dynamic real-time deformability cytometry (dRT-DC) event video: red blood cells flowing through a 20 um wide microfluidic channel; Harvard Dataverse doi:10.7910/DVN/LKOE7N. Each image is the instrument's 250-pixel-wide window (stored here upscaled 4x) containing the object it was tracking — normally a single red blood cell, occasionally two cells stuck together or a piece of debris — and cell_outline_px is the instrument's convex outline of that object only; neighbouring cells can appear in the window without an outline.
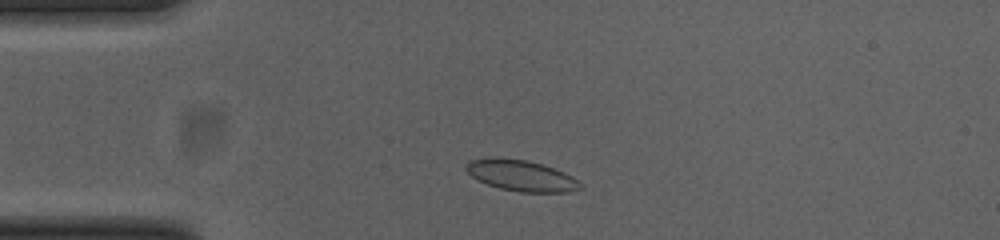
{"species": "common noctule bat (a hibernating species)", "species_latin": "Nyctalus noctula", "temperature_condition": "cold", "stored_images_in_passage": 45, "camera_frame_rate_fps": 3000, "um_per_image_px": 0.085, "animal": {"sex": "female", "body_mass_g": 23.0, "forearm_length_mm": 53.4}, "frame": {"image": 1, "passage_image": 5, "time_ms": 1.333, "image_size_px": [1000, 240], "cell_outline_px": [[584, 188], [568, 192], [520, 192], [500, 188], [488, 184], [472, 176], [464, 168], [464, 164], [468, 160], [492, 156], [528, 160], [564, 172], [572, 176], [584, 184]], "centroid_in_image_um": [44.3, 14.91], "position_along_channel_um": 40.7, "area_um2": 20.87}}
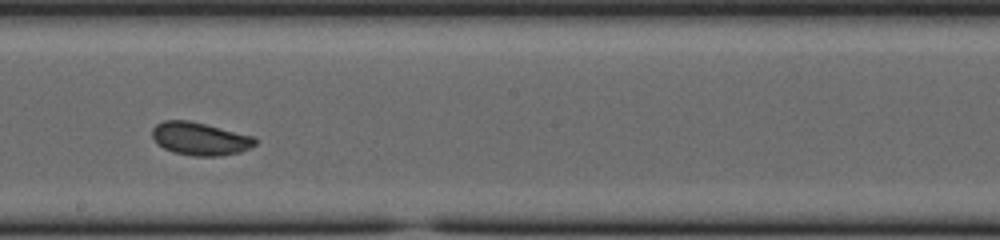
{"frame": {"image": 2, "passage_image": 22, "time_ms": 7.0, "image_size_px": [1000, 240], "cell_outline_px": [[256, 144], [240, 152], [220, 156], [196, 156], [172, 152], [156, 144], [152, 136], [152, 128], [156, 124], [164, 120], [188, 120], [256, 136]], "centroid_in_image_um": [16.99, 11.79], "position_along_channel_um": 231.2, "area_um2": 19.88}}
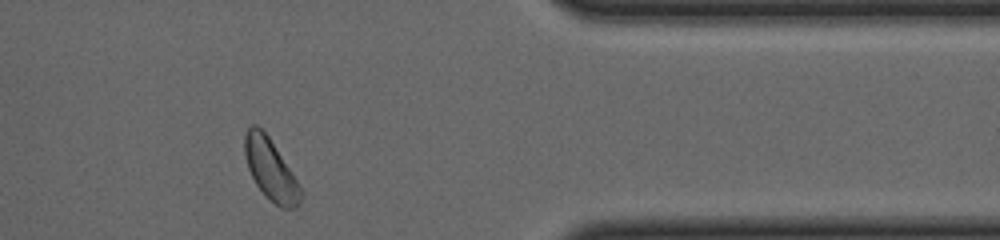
{"frame": {"image": 3, "passage_image": 36, "time_ms": 11.667, "image_size_px": [1000, 240], "cell_outline_px": [[304, 196], [300, 204], [292, 208], [280, 208], [256, 184], [248, 168], [244, 156], [244, 136], [248, 128], [252, 124], [256, 124], [268, 136], [304, 192]], "centroid_in_image_um": [23.01, 14.41], "position_along_channel_um": 388.4, "area_um2": 19.59}, "authors_computed_cell_mechanics": {"area_um2": 19.8832, "velocity_mm_per_s": 3.8241, "shape_relaxation_time_tau1_ms": 6.3181, "shape_relaxation_time_tau2_ms": null, "deformation_change_tau1": 0.1319, "deformation_change_tau2": null}}